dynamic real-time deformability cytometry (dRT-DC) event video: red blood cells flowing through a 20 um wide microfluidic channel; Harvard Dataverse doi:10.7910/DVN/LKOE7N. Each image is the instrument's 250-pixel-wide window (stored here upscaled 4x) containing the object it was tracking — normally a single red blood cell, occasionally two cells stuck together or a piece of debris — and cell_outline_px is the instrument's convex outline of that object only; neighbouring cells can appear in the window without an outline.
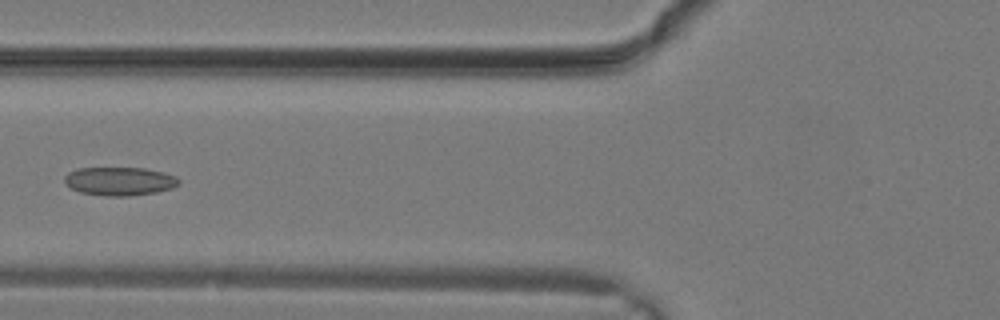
{"species": "common noctule bat (a hibernating species)", "species_latin": "Nyctalus noctula", "temperature_condition": "warm", "stored_images_in_passage": 8, "camera_frame_rate_fps": 3000, "um_per_image_px": 0.085, "animal": {"sex": "male", "body_mass_g": 19.2, "forearm_length_mm": 51.8}, "frame": {"image": 1, "passage_image": 7, "time_ms": 2.0, "image_size_px": [1000, 320], "cell_outline_px": [[180, 184], [172, 188], [156, 192], [128, 196], [108, 196], [80, 192], [72, 188], [64, 180], [64, 176], [68, 172], [80, 168], [144, 168], [164, 172], [176, 176], [180, 180]], "centroid_in_image_um": [10.2, 15.4], "position_along_channel_um": 115.6, "area_um2": 18.9}}